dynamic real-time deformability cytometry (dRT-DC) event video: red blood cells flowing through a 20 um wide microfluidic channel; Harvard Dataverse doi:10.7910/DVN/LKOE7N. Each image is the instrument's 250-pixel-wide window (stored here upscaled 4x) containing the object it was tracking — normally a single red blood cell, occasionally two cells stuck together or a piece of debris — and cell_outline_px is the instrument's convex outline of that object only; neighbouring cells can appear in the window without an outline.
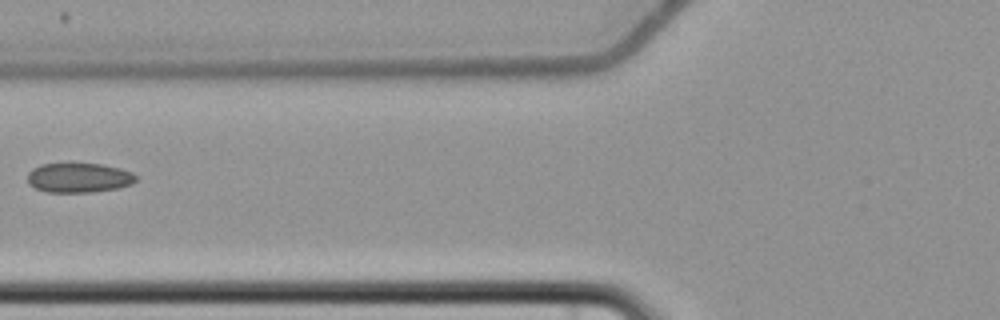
{"species": "common noctule bat (a hibernating species)", "species_latin": "Nyctalus noctula", "temperature_condition": "cold", "stored_images_in_passage": 7, "camera_frame_rate_fps": 3000, "um_per_image_px": 0.085, "animal": {"sex": "female", "body_mass_g": 22.7, "forearm_length_mm": 54.2}, "frame": {"image": 1, "passage_image": 7, "time_ms": 7.667, "image_size_px": [1000, 320], "cell_outline_px": [[136, 180], [132, 184], [116, 188], [92, 192], [48, 192], [36, 188], [28, 184], [28, 172], [32, 168], [40, 164], [100, 164], [120, 168], [132, 172], [136, 176]], "centroid_in_image_um": [6.69, 15.11], "position_along_channel_um": 119.1, "area_um2": 18.61}}